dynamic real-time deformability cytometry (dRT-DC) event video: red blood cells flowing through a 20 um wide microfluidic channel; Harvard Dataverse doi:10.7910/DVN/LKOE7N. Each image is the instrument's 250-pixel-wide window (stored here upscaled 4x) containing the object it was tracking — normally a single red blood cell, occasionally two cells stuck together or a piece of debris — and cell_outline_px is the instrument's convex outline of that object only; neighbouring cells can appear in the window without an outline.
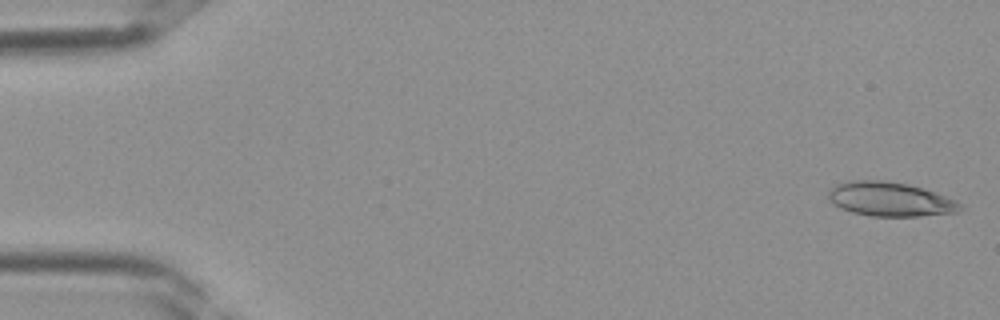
{"species": "Egyptian fruit bat (a non-hibernating species)", "species_latin": "Rousettus aegyptiacus", "temperature_condition": "room temperature", "stored_images_in_passage": 38, "camera_frame_rate_fps": 3000, "um_per_image_px": 0.085, "frame": {"image": 1, "passage_image": 1, "time_ms": 0.0, "image_size_px": [1000, 320], "cell_outline_px": [[964, 208], [960, 212], [920, 216], [868, 216], [852, 212], [840, 208], [832, 204], [828, 200], [828, 188], [844, 180], [880, 180], [908, 184], [936, 192], [956, 200]], "centroid_in_image_um": [75.62, 16.93], "position_along_channel_um": 9.4, "area_um2": 26.7}}
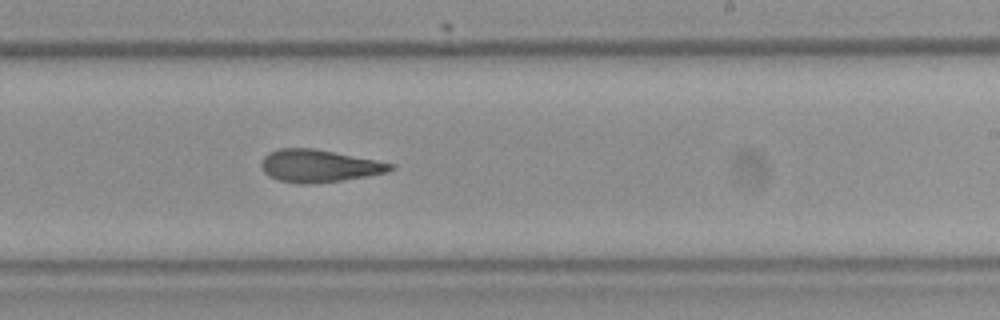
{"frame": {"image": 2, "passage_image": 23, "time_ms": 7.333, "image_size_px": [1000, 320], "cell_outline_px": [[396, 168], [388, 172], [368, 176], [312, 184], [300, 184], [280, 180], [268, 176], [260, 168], [260, 160], [268, 152], [280, 148], [312, 148], [376, 160], [396, 164]], "centroid_in_image_um": [27.09, 14.1], "position_along_channel_um": 261.9, "area_um2": 24.57}}
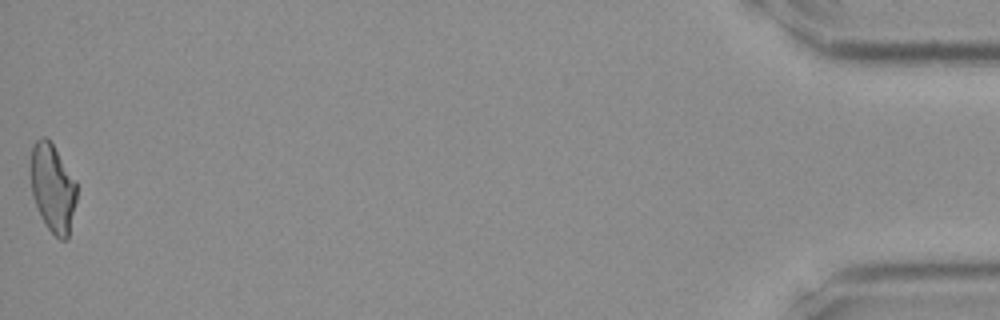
{"frame": {"image": 3, "passage_image": 38, "time_ms": 12.333, "image_size_px": [1000, 320], "cell_outline_px": [[76, 200], [68, 236], [64, 240], [60, 240], [48, 228], [40, 216], [32, 196], [32, 144], [40, 136], [44, 136], [52, 144], [76, 180]], "centroid_in_image_um": [4.48, 15.98], "position_along_channel_um": 430.7, "area_um2": 23.24}}